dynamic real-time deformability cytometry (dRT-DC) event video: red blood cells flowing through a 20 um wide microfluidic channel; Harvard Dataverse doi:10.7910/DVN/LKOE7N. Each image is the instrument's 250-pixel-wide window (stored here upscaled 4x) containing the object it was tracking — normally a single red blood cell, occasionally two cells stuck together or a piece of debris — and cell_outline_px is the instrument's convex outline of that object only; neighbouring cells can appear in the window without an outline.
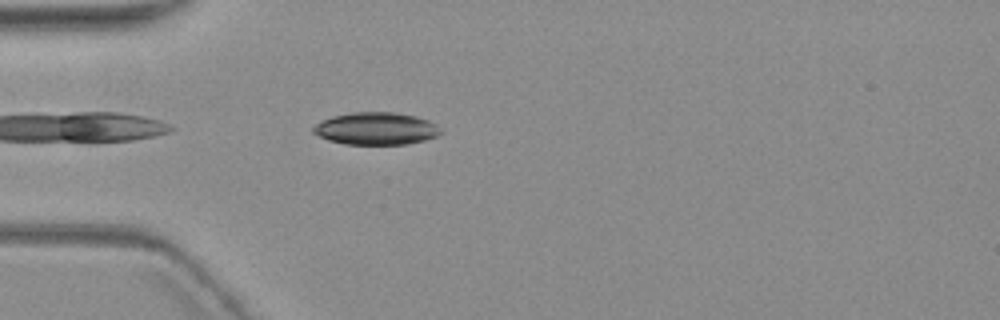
{"species": "common noctule bat (a hibernating species)", "species_latin": "Nyctalus noctula", "temperature_condition": "warm", "stored_images_in_passage": 1, "camera_frame_rate_fps": 3000, "um_per_image_px": 0.085, "animal": {"sex": "female", "body_mass_g": 19.3, "forearm_length_mm": 54.1}, "frame": {"image": 1, "passage_image": 1, "time_ms": 0.0, "image_size_px": [1000, 320], "cell_outline_px": [[444, 132], [436, 136], [424, 140], [408, 144], [344, 144], [328, 140], [312, 132], [312, 128], [316, 124], [332, 116], [352, 112], [396, 112], [416, 116], [428, 120], [436, 124]], "centroid_in_image_um": [31.99, 10.92], "position_along_channel_um": 53.0, "area_um2": 24.1}}